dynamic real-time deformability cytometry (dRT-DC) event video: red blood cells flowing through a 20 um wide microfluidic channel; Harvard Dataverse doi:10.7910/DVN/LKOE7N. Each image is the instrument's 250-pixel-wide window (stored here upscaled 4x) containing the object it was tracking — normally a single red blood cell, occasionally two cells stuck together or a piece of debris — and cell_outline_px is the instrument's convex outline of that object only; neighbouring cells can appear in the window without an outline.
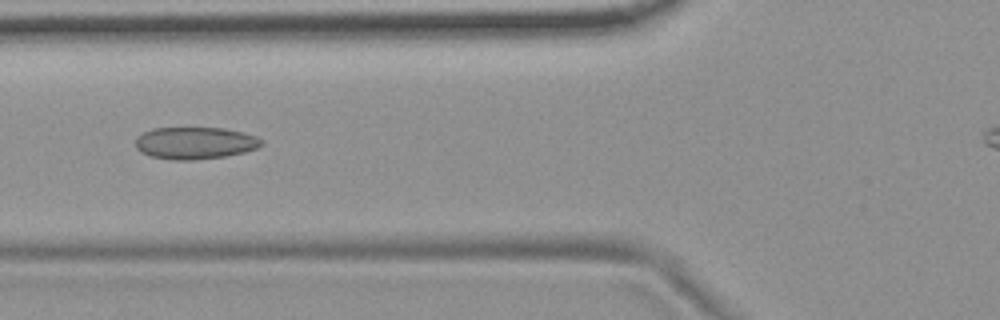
{"species": "common noctule bat (a hibernating species)", "species_latin": "Nyctalus noctula", "temperature_condition": "room temperature", "stored_images_in_passage": 10, "camera_frame_rate_fps": 3000, "um_per_image_px": 0.085, "animal": {"sex": "female", "body_mass_g": 19.9}, "frame": {"image": 1, "passage_image": 5, "time_ms": 1.333, "image_size_px": [1000, 320], "cell_outline_px": [[264, 144], [256, 148], [244, 152], [224, 156], [196, 160], [172, 160], [152, 156], [140, 152], [136, 148], [136, 136], [152, 128], [224, 128], [244, 132], [256, 136], [264, 140]], "centroid_in_image_um": [16.59, 12.15], "position_along_channel_um": 109.2, "area_um2": 23.7}}
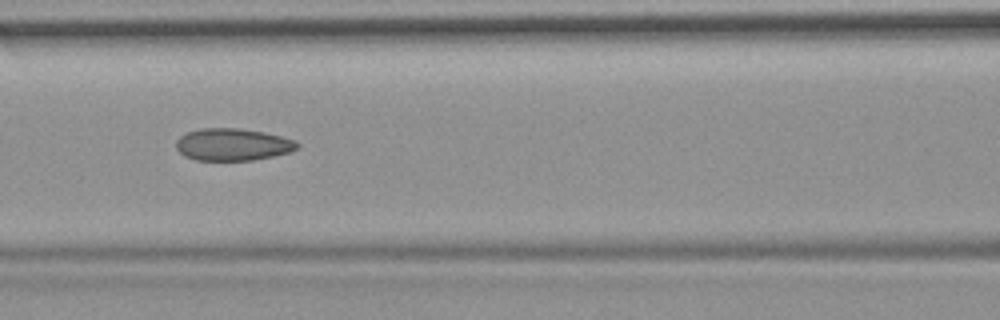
{"frame": {"image": 2, "passage_image": 6, "time_ms": 1.667, "image_size_px": [1000, 320], "cell_outline_px": [[300, 144], [296, 148], [288, 152], [272, 156], [252, 160], [196, 160], [184, 156], [176, 148], [176, 140], [180, 136], [188, 132], [200, 128], [236, 128], [264, 132], [296, 140]], "centroid_in_image_um": [19.75, 12.28], "position_along_channel_um": 146.8, "area_um2": 22.6}}
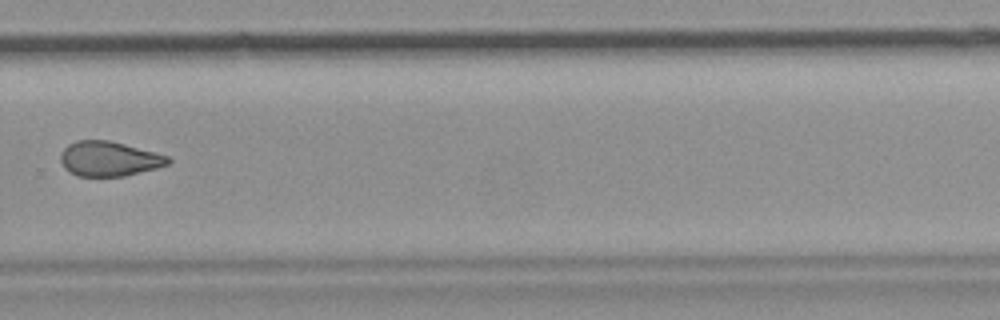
{"frame": {"image": 3, "passage_image": 10, "time_ms": 3.0, "image_size_px": [1000, 320], "cell_outline_px": [[172, 160], [168, 164], [156, 168], [124, 176], [76, 176], [68, 172], [64, 168], [60, 160], [60, 156], [64, 148], [68, 144], [76, 140], [108, 140], [124, 144], [168, 156]], "centroid_in_image_um": [9.23, 13.5], "position_along_channel_um": 320.6, "area_um2": 21.73}}